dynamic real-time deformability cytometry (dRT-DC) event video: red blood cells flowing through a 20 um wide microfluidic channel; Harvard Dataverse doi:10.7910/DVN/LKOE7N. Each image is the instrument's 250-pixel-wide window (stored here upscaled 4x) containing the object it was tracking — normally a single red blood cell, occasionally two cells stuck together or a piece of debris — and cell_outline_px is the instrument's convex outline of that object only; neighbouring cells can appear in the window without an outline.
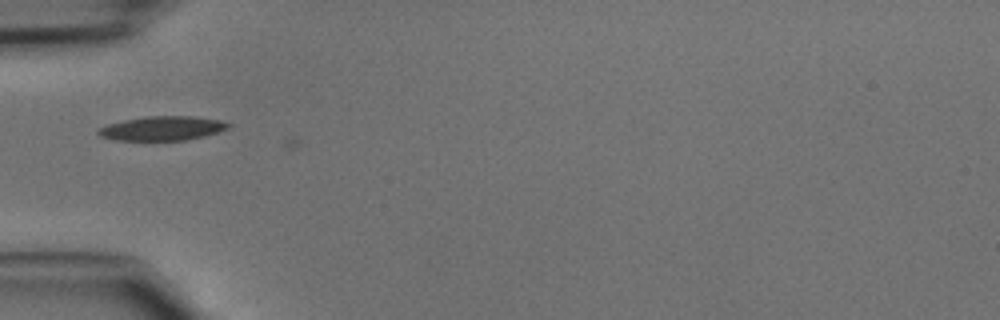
{"species": "common noctule bat (a hibernating species)", "species_latin": "Nyctalus noctula", "temperature_condition": "cold", "stored_images_in_passage": 19, "camera_frame_rate_fps": 3000, "um_per_image_px": 0.085, "animal": {"sex": "male", "body_mass_g": 15.6}, "frame": {"image": 1, "passage_image": 1, "time_ms": 0.0, "image_size_px": [1000, 320], "cell_outline_px": [[232, 128], [204, 136], [184, 140], [116, 140], [100, 136], [96, 132], [96, 128], [108, 124], [124, 120], [144, 116], [192, 116], [220, 120], [232, 124]], "centroid_in_image_um": [13.8, 10.9], "position_along_channel_um": 71.2, "area_um2": 18.5}}